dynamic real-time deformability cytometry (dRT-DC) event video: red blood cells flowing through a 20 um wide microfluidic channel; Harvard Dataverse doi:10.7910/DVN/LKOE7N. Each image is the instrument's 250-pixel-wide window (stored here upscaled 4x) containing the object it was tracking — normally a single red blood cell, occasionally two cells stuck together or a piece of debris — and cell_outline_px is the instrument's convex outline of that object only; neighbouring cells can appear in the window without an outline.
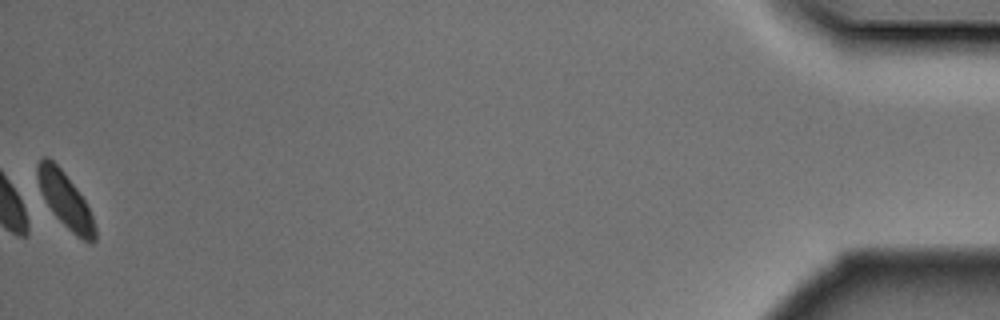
{"species": "Egyptian fruit bat (a non-hibernating species)", "species_latin": "Rousettus aegyptiacus", "temperature_condition": "cold", "stored_images_in_passage": 46, "camera_frame_rate_fps": 3000, "um_per_image_px": 0.085, "animal": {"sex": "male"}, "frame": {"image": 1, "passage_image": 46, "time_ms": 15.0, "image_size_px": [1000, 320], "cell_outline_px": [[96, 240], [92, 244], [76, 236], [52, 212], [44, 200], [36, 176], [36, 164], [44, 156], [48, 156], [64, 172], [76, 188], [84, 200], [92, 216], [96, 228]], "centroid_in_image_um": [5.53, 17.0], "position_along_channel_um": 429.7, "area_um2": 18.38}}